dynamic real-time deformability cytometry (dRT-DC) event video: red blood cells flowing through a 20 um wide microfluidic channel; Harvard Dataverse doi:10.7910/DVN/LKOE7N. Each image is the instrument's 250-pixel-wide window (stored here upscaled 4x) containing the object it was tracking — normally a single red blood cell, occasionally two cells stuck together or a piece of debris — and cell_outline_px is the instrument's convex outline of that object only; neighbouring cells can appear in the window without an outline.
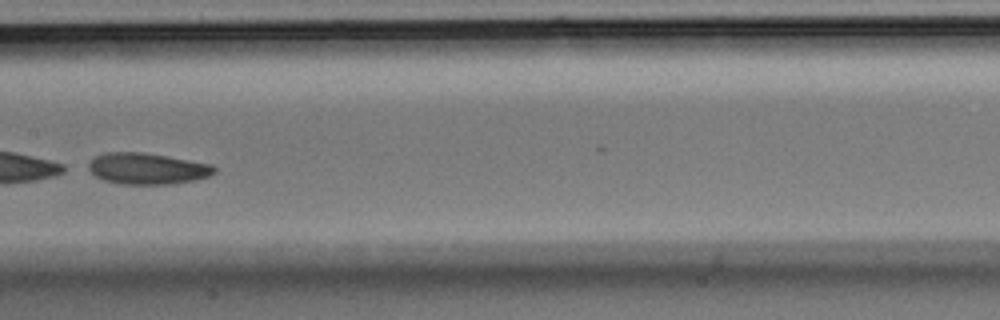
{"species": "Egyptian fruit bat (a non-hibernating species)", "species_latin": "Rousettus aegyptiacus", "temperature_condition": "room temperature", "stored_images_in_passage": 7, "camera_frame_rate_fps": 3000, "um_per_image_px": 0.085, "animal": {"sex": "male"}, "frame": {"image": 1, "passage_image": 7, "time_ms": 2.0, "image_size_px": [1000, 320], "cell_outline_px": [[216, 172], [208, 176], [192, 180], [172, 184], [120, 184], [104, 180], [96, 176], [88, 168], [88, 164], [96, 156], [104, 152], [144, 152], [212, 164], [216, 168]], "centroid_in_image_um": [12.51, 14.32], "position_along_channel_um": 194.9, "area_um2": 22.83}}